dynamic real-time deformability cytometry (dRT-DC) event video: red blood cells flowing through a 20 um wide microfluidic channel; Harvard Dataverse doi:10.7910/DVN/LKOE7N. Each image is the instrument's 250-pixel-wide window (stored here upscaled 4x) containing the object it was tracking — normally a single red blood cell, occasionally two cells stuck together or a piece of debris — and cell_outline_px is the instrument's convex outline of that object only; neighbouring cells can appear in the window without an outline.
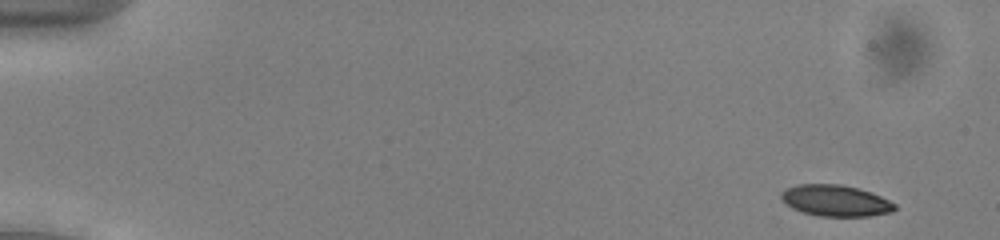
{"species": "common noctule bat (a hibernating species)", "species_latin": "Nyctalus noctula", "temperature_condition": "cold", "stored_images_in_passage": 51, "camera_frame_rate_fps": 3000, "um_per_image_px": 0.085, "animal": {"sex": "male", "body_mass_g": 13.0, "forearm_length_mm": 53.1}, "frame": {"image": 1, "passage_image": 2, "time_ms": 0.333, "image_size_px": [1000, 240], "cell_outline_px": [[896, 208], [892, 212], [868, 216], [820, 216], [804, 212], [792, 208], [780, 196], [788, 188], [800, 184], [840, 184], [872, 192], [896, 204]], "centroid_in_image_um": [71.07, 17.06], "position_along_channel_um": 13.9, "area_um2": 20.35}}
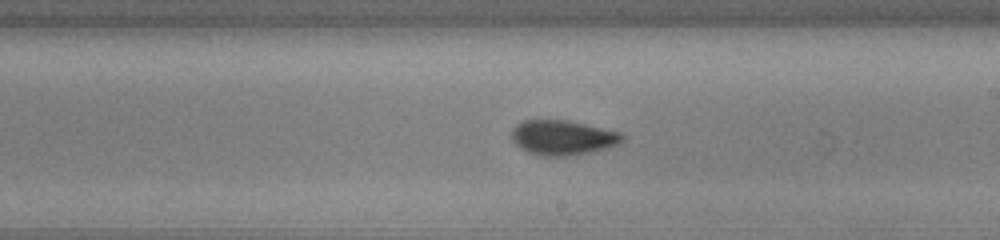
{"frame": {"image": 2, "passage_image": 30, "time_ms": 9.667, "image_size_px": [1000, 240], "cell_outline_px": [[624, 140], [620, 144], [608, 148], [568, 156], [536, 156], [520, 148], [512, 140], [512, 128], [516, 124], [524, 120], [568, 120], [620, 132], [624, 136]], "centroid_in_image_um": [47.82, 11.7], "position_along_channel_um": 241.2, "area_um2": 22.6}}
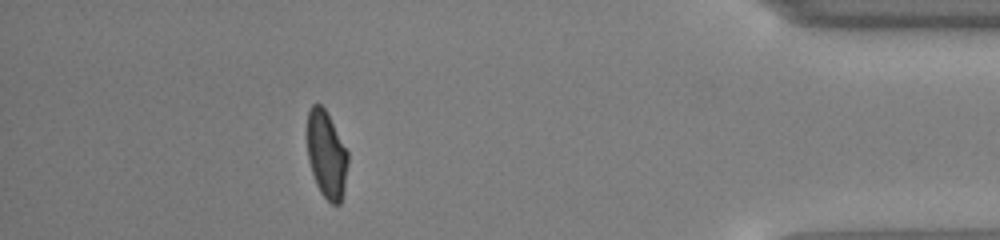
{"frame": {"image": 3, "passage_image": 46, "time_ms": 15.0, "image_size_px": [1000, 240], "cell_outline_px": [[348, 164], [344, 192], [340, 204], [332, 204], [320, 192], [316, 184], [308, 160], [308, 112], [312, 104], [320, 104], [324, 108], [348, 152]], "centroid_in_image_um": [27.76, 13.18], "position_along_channel_um": 407.4, "area_um2": 20.46}, "authors_computed_cell_mechanics": {"area_um2": 21.4438, "velocity_mm_per_s": 3.9446, "shape_relaxation_time_tau1_ms": 3.8338, "shape_relaxation_time_tau2_ms": 1.9951, "deformation_change_tau1": 0.1302, "deformation_change_tau2": 0.0589}}